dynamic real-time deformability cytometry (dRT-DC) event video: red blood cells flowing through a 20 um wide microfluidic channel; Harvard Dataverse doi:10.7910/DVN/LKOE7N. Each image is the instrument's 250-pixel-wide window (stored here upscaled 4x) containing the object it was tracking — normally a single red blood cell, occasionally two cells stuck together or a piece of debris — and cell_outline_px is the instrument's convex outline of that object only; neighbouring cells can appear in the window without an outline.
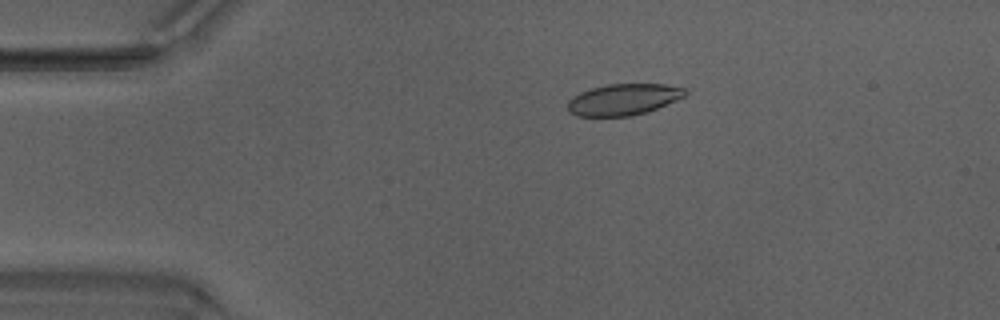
{"species": "Egyptian fruit bat (a non-hibernating species)", "species_latin": "Rousettus aegyptiacus", "temperature_condition": "warm", "stored_images_in_passage": 49, "camera_frame_rate_fps": 3000, "um_per_image_px": 0.085, "animal": {"sex": "male"}, "frame": {"image": 1, "passage_image": 10, "time_ms": 3.0, "image_size_px": [1000, 320], "cell_outline_px": [[688, 92], [684, 96], [656, 108], [632, 116], [576, 116], [568, 112], [568, 100], [572, 96], [580, 92], [592, 88], [608, 84], [664, 84], [684, 88]], "centroid_in_image_um": [52.94, 8.45], "position_along_channel_um": 32.1, "area_um2": 21.27}}
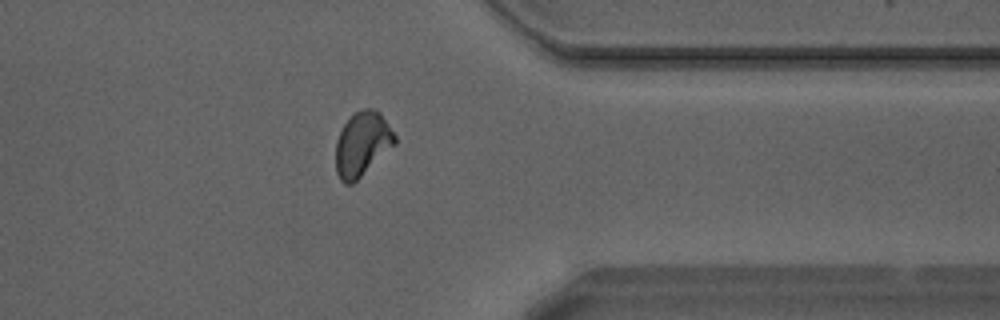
{"frame": {"image": 2, "passage_image": 39, "time_ms": 12.667, "image_size_px": [1000, 320], "cell_outline_px": [[396, 144], [352, 184], [344, 184], [340, 180], [336, 172], [336, 140], [344, 124], [356, 112], [364, 108], [372, 108], [380, 112], [396, 136]], "centroid_in_image_um": [30.79, 12.25], "position_along_channel_um": 380.6, "area_um2": 21.96}}
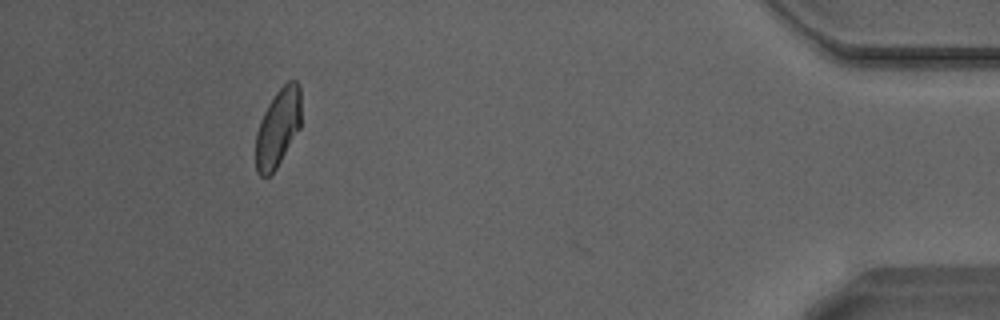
{"frame": {"image": 3, "passage_image": 45, "time_ms": 14.667, "image_size_px": [1000, 320], "cell_outline_px": [[300, 128], [276, 168], [268, 176], [260, 176], [256, 172], [256, 132], [260, 120], [268, 104], [276, 92], [288, 80], [296, 80], [300, 84]], "centroid_in_image_um": [23.62, 10.84], "position_along_channel_um": 411.6, "area_um2": 20.58}, "authors_computed_cell_mechanics": {"area_um2": 22.0218, "velocity_mm_per_s": 4.2309, "shape_relaxation_time_tau1_ms": 5.1466, "shape_relaxation_time_tau2_ms": 1.2528, "deformation_change_tau1": 0.1615, "deformation_change_tau2": 0.058}}